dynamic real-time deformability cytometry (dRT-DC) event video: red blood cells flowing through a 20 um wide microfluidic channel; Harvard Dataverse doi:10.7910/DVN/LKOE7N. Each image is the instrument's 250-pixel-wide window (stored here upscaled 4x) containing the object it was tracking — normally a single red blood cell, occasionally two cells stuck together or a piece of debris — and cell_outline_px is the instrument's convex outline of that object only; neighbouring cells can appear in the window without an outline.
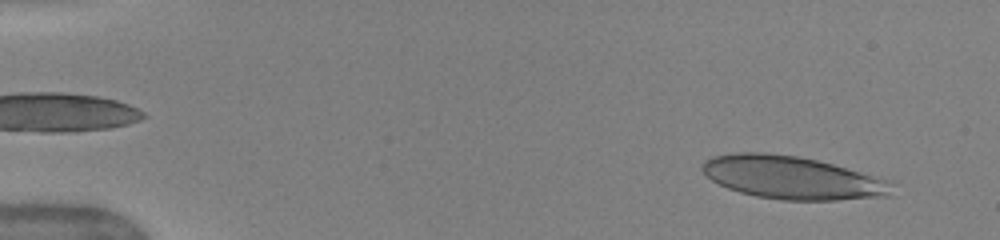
{"species": "human", "species_latin": "Homo sapiens", "temperature_condition": "warm", "stored_images_in_passage": 26, "camera_frame_rate_fps": 3000, "um_per_image_px": 0.085, "donor": {"sex": "female"}, "frame": {"image": 1, "passage_image": 4, "time_ms": 1.0, "image_size_px": [1000, 240], "cell_outline_px": [[896, 196], [836, 200], [780, 200], [756, 196], [740, 192], [728, 188], [712, 180], [700, 168], [704, 160], [712, 156], [736, 152], [764, 152], [796, 156], [816, 160], [832, 164], [888, 180], [892, 184]], "centroid_in_image_um": [67.35, 15.11], "position_along_channel_um": 17.7, "area_um2": 47.51}}
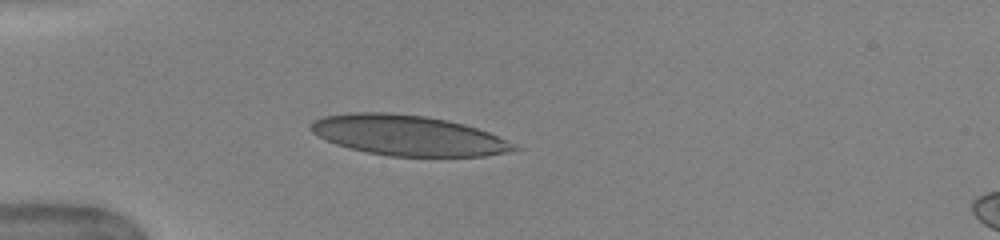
{"frame": {"image": 2, "passage_image": 16, "time_ms": 4.333, "image_size_px": [1000, 240], "cell_outline_px": [[524, 148], [516, 152], [484, 156], [388, 156], [368, 152], [336, 144], [312, 132], [308, 128], [312, 120], [324, 116], [352, 112], [384, 112], [428, 116], [448, 120], [464, 124], [488, 132], [516, 144]], "centroid_in_image_um": [34.75, 11.51], "position_along_channel_um": 50.3, "area_um2": 47.92}}